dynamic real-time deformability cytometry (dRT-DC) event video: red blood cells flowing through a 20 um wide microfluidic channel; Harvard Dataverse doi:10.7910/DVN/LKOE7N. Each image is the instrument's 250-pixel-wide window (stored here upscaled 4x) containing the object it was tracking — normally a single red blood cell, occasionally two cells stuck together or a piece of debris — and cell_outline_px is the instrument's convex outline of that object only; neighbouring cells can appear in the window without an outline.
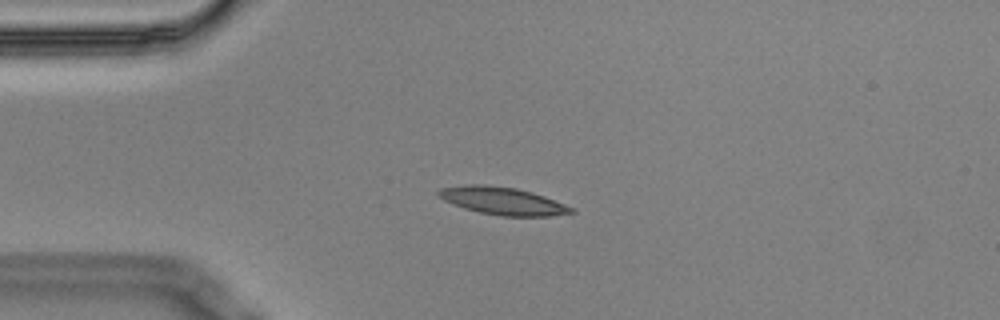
{"species": "Egyptian fruit bat (a non-hibernating species)", "species_latin": "Rousettus aegyptiacus", "temperature_condition": "cold", "stored_images_in_passage": 2, "camera_frame_rate_fps": 3000, "um_per_image_px": 0.085, "animal": {"sex": "male"}, "frame": {"image": 1, "passage_image": 1, "time_ms": 0.0, "image_size_px": [1000, 320], "cell_outline_px": [[576, 212], [552, 216], [500, 216], [480, 212], [464, 208], [452, 204], [444, 200], [436, 192], [440, 188], [464, 184], [484, 184], [516, 188], [532, 192], [544, 196], [576, 208]], "centroid_in_image_um": [42.74, 17.07], "position_along_channel_um": 42.3, "area_um2": 21.5}}